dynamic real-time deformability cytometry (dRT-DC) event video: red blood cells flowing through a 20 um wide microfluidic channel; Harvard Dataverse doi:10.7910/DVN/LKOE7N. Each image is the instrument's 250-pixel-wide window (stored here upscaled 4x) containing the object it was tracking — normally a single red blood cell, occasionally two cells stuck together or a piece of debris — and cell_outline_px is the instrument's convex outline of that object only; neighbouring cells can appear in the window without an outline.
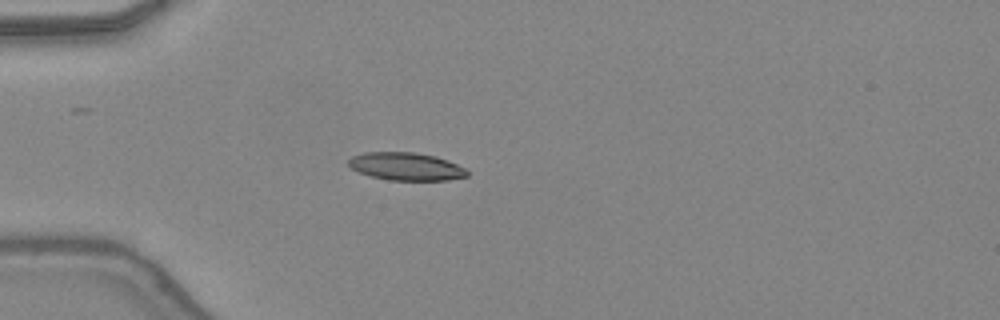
{"species": "common noctule bat (a hibernating species)", "species_latin": "Nyctalus noctula", "temperature_condition": "warm", "stored_images_in_passage": 27, "camera_frame_rate_fps": 3000, "um_per_image_px": 0.085, "animal": {"sex": "female", "body_mass_g": 24.6, "forearm_length_mm": 56.2}, "frame": {"image": 1, "passage_image": 1, "time_ms": 0.0, "image_size_px": [1000, 320], "cell_outline_px": [[468, 176], [448, 180], [388, 180], [372, 176], [360, 172], [352, 168], [348, 164], [348, 160], [352, 156], [364, 152], [412, 152], [436, 156], [448, 160], [464, 168], [468, 172]], "centroid_in_image_um": [34.52, 14.14], "position_along_channel_um": 50.5, "area_um2": 19.13}}
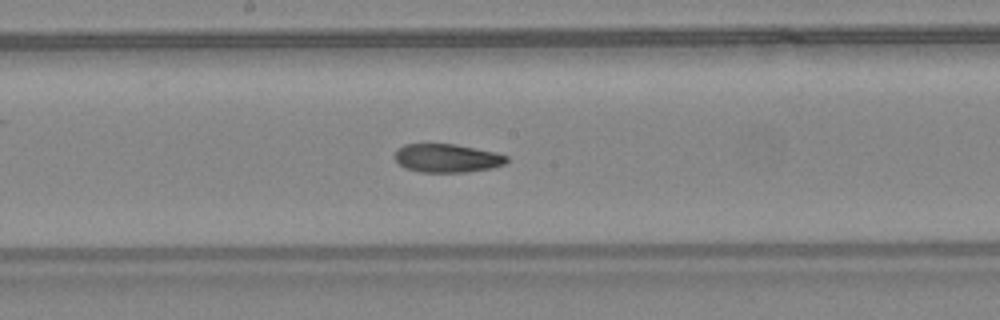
{"frame": {"image": 2, "passage_image": 13, "time_ms": 4.0, "image_size_px": [1000, 320], "cell_outline_px": [[508, 160], [504, 164], [492, 168], [468, 172], [420, 172], [404, 168], [396, 160], [396, 152], [404, 144], [456, 144], [496, 152], [508, 156]], "centroid_in_image_um": [38.04, 13.45], "position_along_channel_um": 210.2, "area_um2": 18.55}}
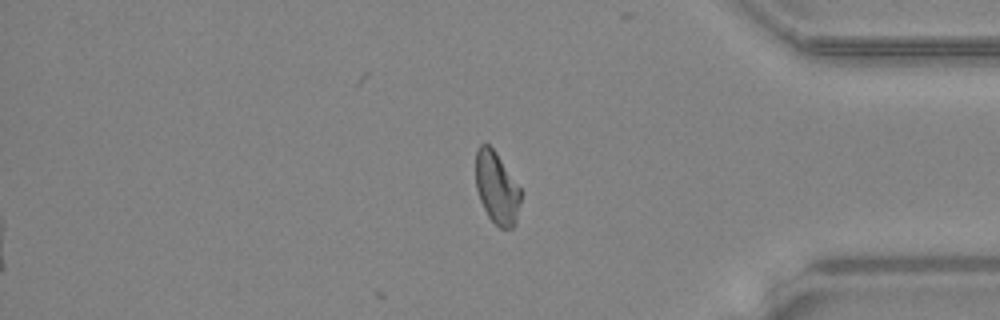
{"frame": {"image": 3, "passage_image": 27, "time_ms": 8.667, "image_size_px": [1000, 320], "cell_outline_px": [[520, 200], [516, 224], [512, 228], [500, 228], [488, 216], [480, 200], [476, 188], [476, 152], [480, 144], [488, 144], [496, 152], [520, 188]], "centroid_in_image_um": [42.22, 15.98], "position_along_channel_um": 393.0, "area_um2": 18.67}, "authors_computed_cell_mechanics": {"area_um2": 19.363, "velocity_mm_per_s": 4.3953, "shape_relaxation_time_tau1_ms": 4.8417, "shape_relaxation_time_tau2_ms": 3.2532, "deformation_change_tau1": 0.1822, "deformation_change_tau2": 0.106}}